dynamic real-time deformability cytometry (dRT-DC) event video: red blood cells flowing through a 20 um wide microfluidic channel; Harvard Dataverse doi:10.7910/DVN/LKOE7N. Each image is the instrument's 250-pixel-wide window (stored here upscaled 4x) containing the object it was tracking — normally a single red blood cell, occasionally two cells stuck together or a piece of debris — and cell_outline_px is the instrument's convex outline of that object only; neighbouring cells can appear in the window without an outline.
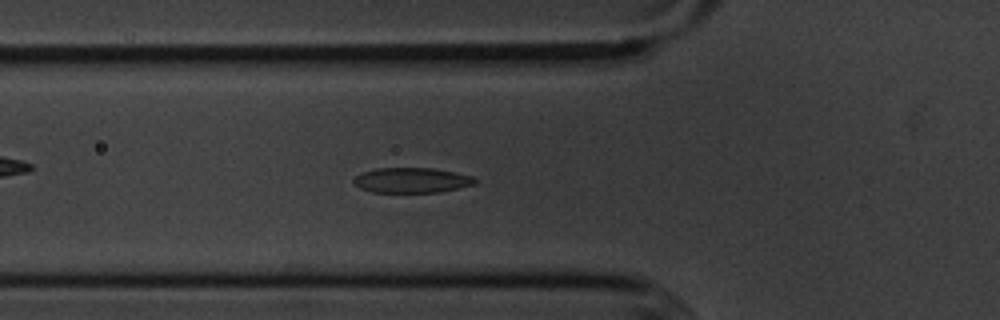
{"species": "common noctule bat (a hibernating species)", "species_latin": "Nyctalus noctula", "temperature_condition": "cold", "stored_images_in_passage": 55, "camera_frame_rate_fps": 3000, "um_per_image_px": 0.085, "animal": {"sex": "male", "body_mass_g": 20.1, "forearm_length_mm": 53.5}, "frame": {"image": 1, "passage_image": 19, "time_ms": 6.0, "image_size_px": [1000, 320], "cell_outline_px": [[476, 184], [440, 192], [372, 192], [360, 188], [352, 180], [360, 172], [376, 168], [432, 168], [456, 172], [472, 176], [476, 180]], "centroid_in_image_um": [34.99, 15.31], "position_along_channel_um": 90.8, "area_um2": 17.8}}
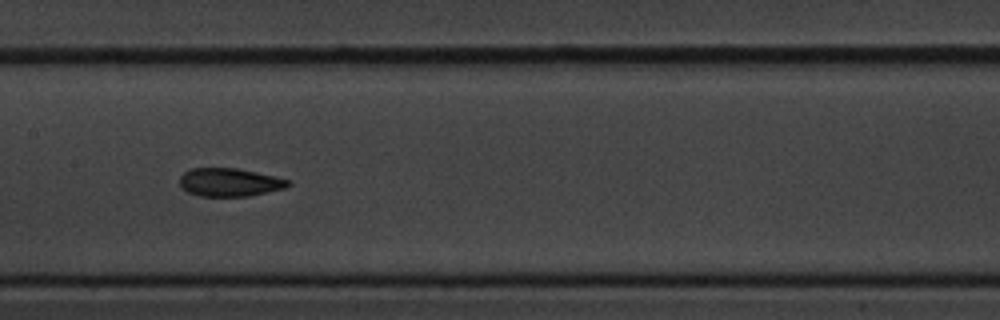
{"frame": {"image": 2, "passage_image": 27, "time_ms": 8.667, "image_size_px": [1000, 320], "cell_outline_px": [[292, 184], [284, 188], [248, 196], [200, 196], [188, 192], [180, 188], [180, 176], [184, 172], [192, 168], [236, 168], [256, 172], [292, 180]], "centroid_in_image_um": [19.51, 15.49], "position_along_channel_um": 187.9, "area_um2": 17.86}}
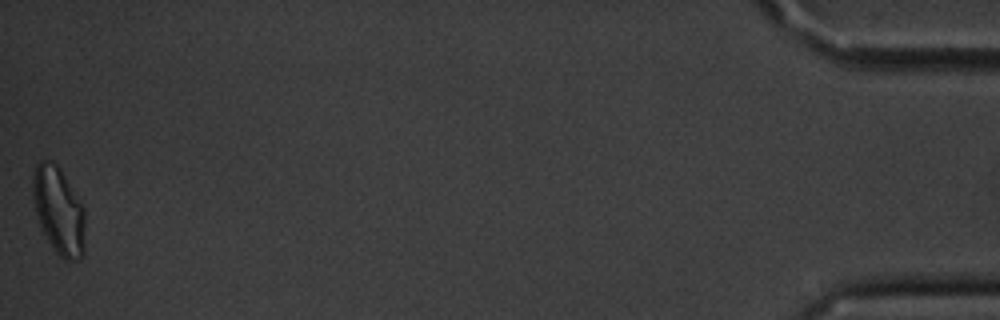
{"frame": {"image": 3, "passage_image": 55, "time_ms": 18.0, "image_size_px": [1000, 320], "cell_outline_px": [[84, 252], [80, 260], [64, 260], [52, 248], [40, 224], [32, 200], [32, 176], [36, 164], [40, 160], [52, 160], [60, 168], [84, 208]], "centroid_in_image_um": [4.97, 17.89], "position_along_channel_um": 430.2, "area_um2": 26.65}, "authors_computed_cell_mechanics": {"area_um2": 18.8428, "velocity_mm_per_s": 3.6022, "shape_relaxation_time_tau1_ms": 3.0638, "shape_relaxation_time_tau2_ms": 1.8111, "deformation_change_tau1": 0.117, "deformation_change_tau2": 0.0786}}